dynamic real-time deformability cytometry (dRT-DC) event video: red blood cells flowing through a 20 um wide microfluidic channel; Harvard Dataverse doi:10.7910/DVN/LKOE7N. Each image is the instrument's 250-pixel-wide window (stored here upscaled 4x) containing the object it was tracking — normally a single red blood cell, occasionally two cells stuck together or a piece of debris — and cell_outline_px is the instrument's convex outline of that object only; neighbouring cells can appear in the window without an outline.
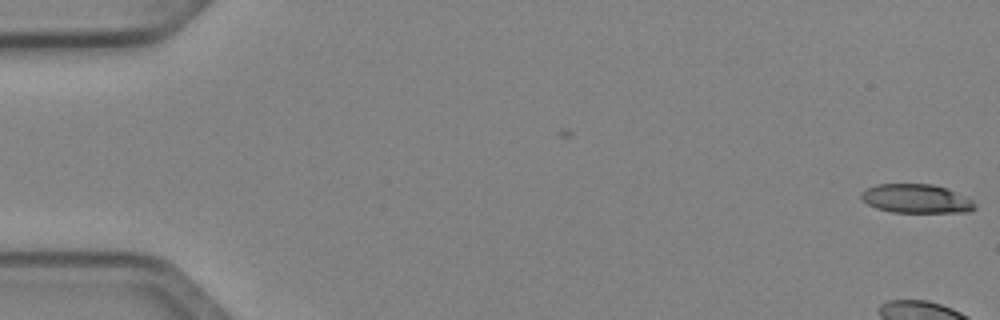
{"species": "Egyptian fruit bat (a non-hibernating species)", "species_latin": "Rousettus aegyptiacus", "temperature_condition": "cold", "stored_images_in_passage": 2, "camera_frame_rate_fps": 3000, "um_per_image_px": 0.085, "animal": {"sex": "female"}, "frame": {"image": 1, "passage_image": 2, "time_ms": 0.333, "image_size_px": [1000, 320], "cell_outline_px": [[976, 208], [968, 212], [892, 212], [876, 208], [860, 200], [860, 192], [864, 188], [876, 184], [932, 184], [944, 188], [972, 200], [976, 204]], "centroid_in_image_um": [77.8, 16.89], "position_along_channel_um": 7.2, "area_um2": 19.13}}